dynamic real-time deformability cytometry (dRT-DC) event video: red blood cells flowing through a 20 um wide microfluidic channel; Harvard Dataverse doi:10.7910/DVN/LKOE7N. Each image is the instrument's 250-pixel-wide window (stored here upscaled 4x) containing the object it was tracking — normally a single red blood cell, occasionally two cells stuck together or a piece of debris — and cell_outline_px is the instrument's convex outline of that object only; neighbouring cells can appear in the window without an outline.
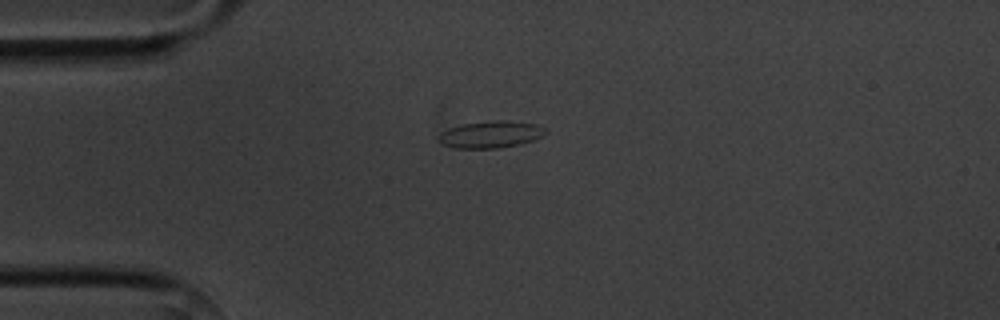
{"species": "common noctule bat (a hibernating species)", "species_latin": "Nyctalus noctula", "temperature_condition": "cold", "stored_images_in_passage": 3, "camera_frame_rate_fps": 3000, "um_per_image_px": 0.085, "animal": {"sex": "male", "body_mass_g": 20.1, "forearm_length_mm": 53.5}, "frame": {"image": 1, "passage_image": 1, "time_ms": 0.0, "image_size_px": [1000, 320], "cell_outline_px": [[548, 132], [532, 140], [516, 144], [496, 148], [452, 148], [440, 144], [436, 140], [436, 136], [440, 132], [448, 128], [464, 124], [492, 120], [508, 120], [536, 124], [548, 128]], "centroid_in_image_um": [41.64, 11.42], "position_along_channel_um": 43.4, "area_um2": 16.94}}
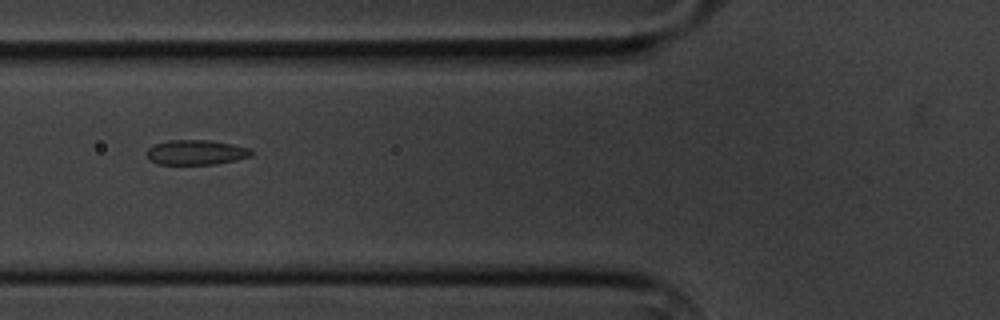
{"frame": {"image": 2, "passage_image": 3, "time_ms": 2.333, "image_size_px": [1000, 320], "cell_outline_px": [[252, 156], [236, 160], [216, 164], [160, 164], [152, 160], [148, 156], [148, 148], [152, 144], [168, 140], [212, 140], [232, 144], [248, 148], [252, 152]], "centroid_in_image_um": [16.68, 12.94], "position_along_channel_um": 109.1, "area_um2": 15.09}}